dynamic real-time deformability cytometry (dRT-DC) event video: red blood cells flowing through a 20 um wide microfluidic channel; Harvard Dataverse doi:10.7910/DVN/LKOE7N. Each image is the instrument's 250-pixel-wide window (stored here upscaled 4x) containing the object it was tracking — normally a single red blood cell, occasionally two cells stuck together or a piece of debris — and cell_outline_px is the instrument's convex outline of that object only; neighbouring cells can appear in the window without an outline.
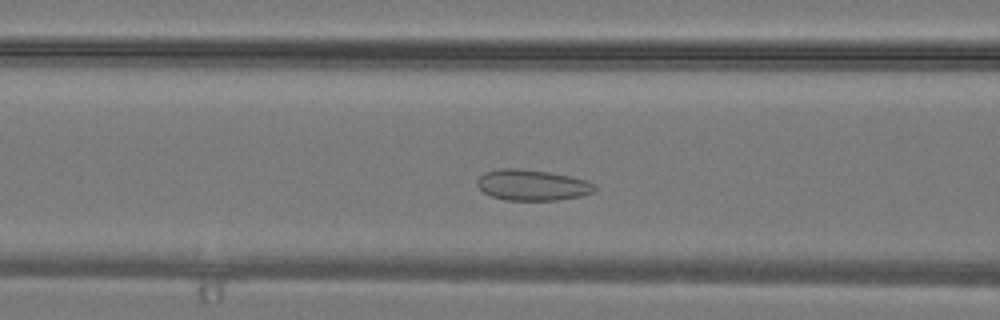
{"species": "common noctule bat (a hibernating species)", "species_latin": "Nyctalus noctula", "temperature_condition": "warm", "stored_images_in_passage": 32, "camera_frame_rate_fps": 3000, "um_per_image_px": 0.085, "animal": {"sex": "male", "body_mass_g": 19.2, "forearm_length_mm": 51.8}, "frame": {"image": 1, "passage_image": 10, "time_ms": 3.0, "image_size_px": [1000, 320], "cell_outline_px": [[596, 188], [592, 192], [580, 196], [556, 200], [504, 200], [492, 196], [484, 192], [476, 184], [476, 180], [484, 172], [500, 168], [520, 168], [548, 172], [568, 176], [584, 180], [596, 184]], "centroid_in_image_um": [45.2, 15.72], "position_along_channel_um": 121.4, "area_um2": 21.04}}
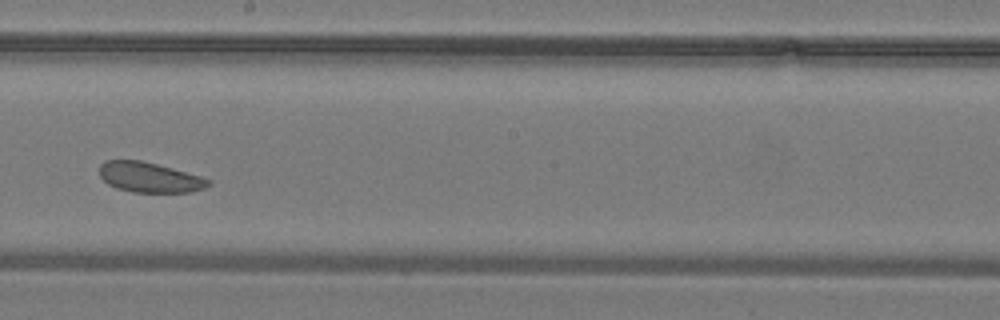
{"frame": {"image": 2, "passage_image": 16, "time_ms": 5.0, "image_size_px": [1000, 320], "cell_outline_px": [[212, 184], [204, 188], [192, 192], [132, 192], [116, 188], [108, 184], [100, 176], [100, 164], [104, 160], [140, 160], [172, 168], [200, 176], [212, 180]], "centroid_in_image_um": [12.71, 15.08], "position_along_channel_um": 235.5, "area_um2": 19.13}}
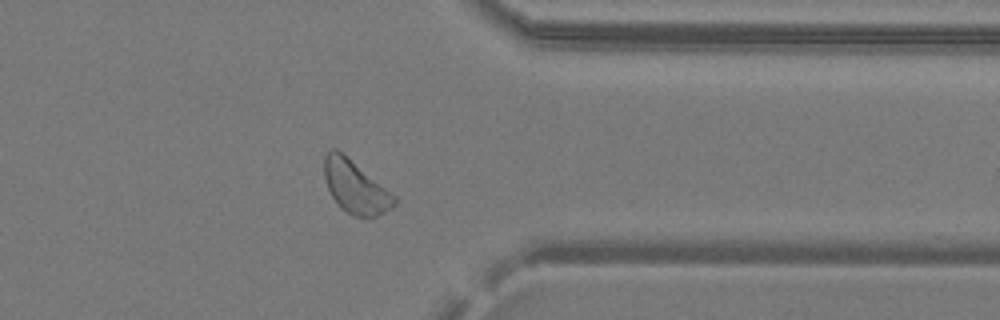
{"frame": {"image": 3, "passage_image": 24, "time_ms": 7.667, "image_size_px": [1000, 320], "cell_outline_px": [[396, 204], [392, 208], [376, 216], [352, 216], [340, 208], [332, 196], [328, 188], [324, 176], [324, 156], [332, 148], [336, 148], [396, 196]], "centroid_in_image_um": [30.19, 15.9], "position_along_channel_um": 381.2, "area_um2": 21.15}}